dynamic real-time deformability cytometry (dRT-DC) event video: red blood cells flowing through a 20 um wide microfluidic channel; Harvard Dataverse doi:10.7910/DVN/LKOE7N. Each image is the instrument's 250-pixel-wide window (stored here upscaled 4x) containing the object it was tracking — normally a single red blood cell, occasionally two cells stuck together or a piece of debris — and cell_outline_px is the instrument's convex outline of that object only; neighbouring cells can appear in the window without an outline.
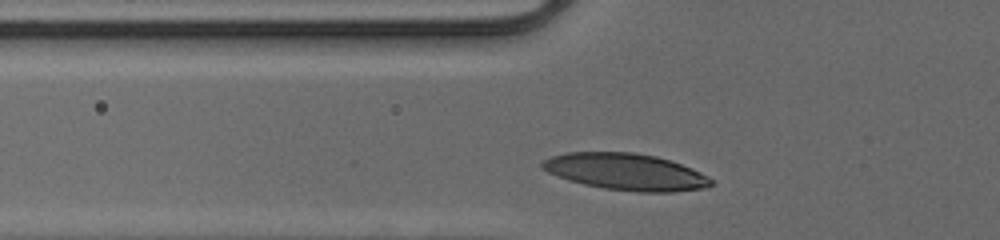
{"species": "human", "species_latin": "Homo sapiens", "temperature_condition": "cold", "stored_images_in_passage": 33, "camera_frame_rate_fps": 3000, "um_per_image_px": 0.085, "donor": {"sex": "male"}, "frame": {"image": 1, "passage_image": 9, "time_ms": 2.667, "image_size_px": [1000, 240], "cell_outline_px": [[716, 184], [704, 188], [672, 192], [636, 192], [604, 188], [584, 184], [568, 180], [556, 176], [540, 168], [540, 164], [544, 160], [552, 156], [568, 152], [632, 152], [656, 156], [680, 164], [700, 172], [708, 176]], "centroid_in_image_um": [53.18, 14.61], "position_along_channel_um": 72.6, "area_um2": 36.07}}
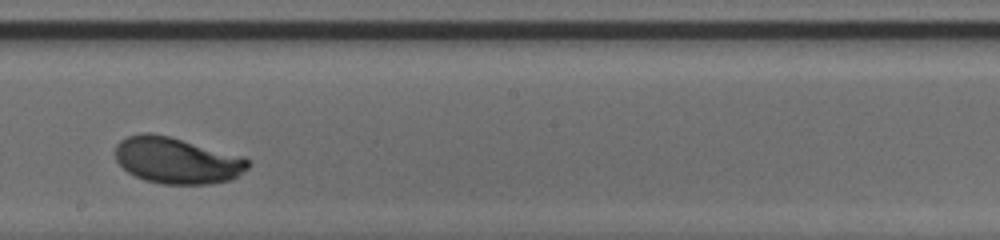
{"frame": {"image": 2, "passage_image": 21, "time_ms": 6.667, "image_size_px": [1000, 240], "cell_outline_px": [[252, 164], [248, 168], [232, 180], [208, 184], [160, 184], [144, 180], [128, 172], [116, 160], [116, 144], [120, 140], [128, 136], [144, 132], [152, 132], [168, 136], [244, 156], [252, 160]], "centroid_in_image_um": [15.07, 13.64], "position_along_channel_um": 233.1, "area_um2": 36.07}}
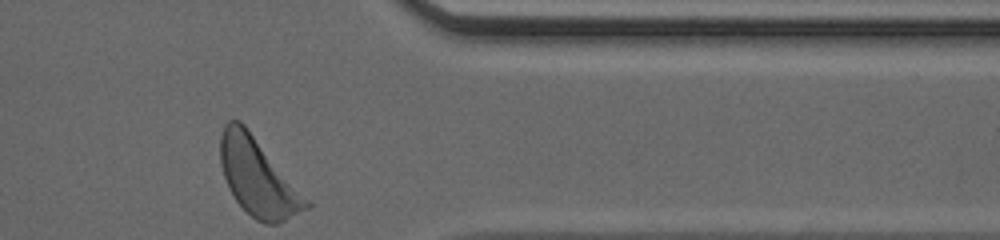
{"frame": {"image": 3, "passage_image": 33, "time_ms": 10.667, "image_size_px": [1000, 240], "cell_outline_px": [[312, 204], [308, 208], [280, 224], [264, 224], [256, 220], [236, 200], [228, 188], [220, 164], [220, 136], [224, 124], [228, 120], [240, 120], [244, 124]], "centroid_in_image_um": [21.9, 15.07], "position_along_channel_um": 389.5, "area_um2": 38.32}, "authors_computed_cell_mechanics": {"area_um2": 35.836, "velocity_mm_per_s": 4.0868, "shape_relaxation_time_tau1_ms": 1.2094, "shape_relaxation_time_tau2_ms": null, "deformation_change_tau1": 0.114, "deformation_change_tau2": null}}